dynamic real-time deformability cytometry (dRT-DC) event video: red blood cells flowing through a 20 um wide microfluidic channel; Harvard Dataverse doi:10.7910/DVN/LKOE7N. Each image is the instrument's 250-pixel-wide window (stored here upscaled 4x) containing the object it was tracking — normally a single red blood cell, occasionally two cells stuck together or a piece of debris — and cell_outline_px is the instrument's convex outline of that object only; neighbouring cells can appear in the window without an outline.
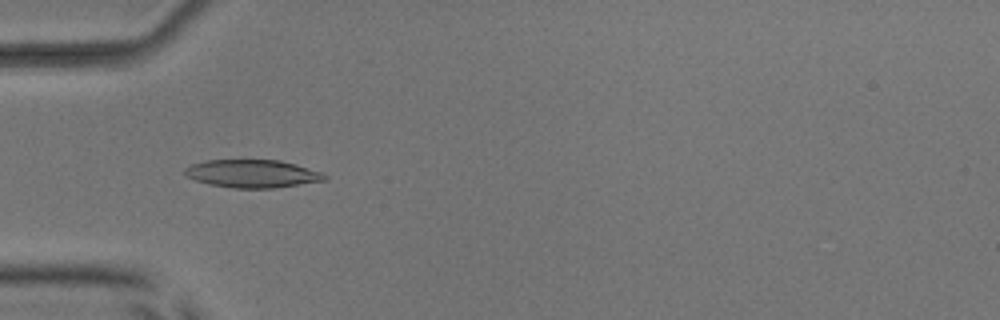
{"species": "common noctule bat (a hibernating species)", "species_latin": "Nyctalus noctula", "temperature_condition": "room temperature", "stored_images_in_passage": 5, "camera_frame_rate_fps": 3000, "um_per_image_px": 0.085, "animal": {"sex": "male", "body_mass_g": 17.9, "forearm_length_mm": 54.2}, "frame": {"image": 1, "passage_image": 5, "time_ms": 4.667, "image_size_px": [1000, 320], "cell_outline_px": [[328, 176], [324, 180], [272, 188], [232, 188], [208, 184], [184, 176], [184, 168], [192, 164], [208, 160], [280, 160], [296, 164], [324, 172]], "centroid_in_image_um": [21.44, 14.76], "position_along_channel_um": 63.6, "area_um2": 22.77}}